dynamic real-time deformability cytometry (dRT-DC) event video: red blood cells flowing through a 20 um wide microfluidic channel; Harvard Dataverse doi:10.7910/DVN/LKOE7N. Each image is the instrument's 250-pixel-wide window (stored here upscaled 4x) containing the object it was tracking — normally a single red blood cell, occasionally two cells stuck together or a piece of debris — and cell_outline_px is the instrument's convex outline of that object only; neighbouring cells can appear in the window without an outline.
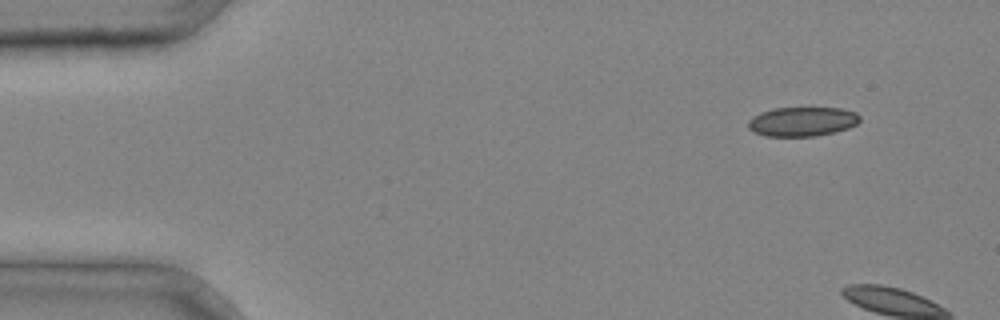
{"species": "common noctule bat (a hibernating species)", "species_latin": "Nyctalus noctula", "temperature_condition": "cold", "stored_images_in_passage": 4, "segment_of_instrument_passage": [1, 2], "camera_frame_rate_fps": 3000, "um_per_image_px": 0.085, "animal": {"sex": "male", "body_mass_g": 20.4}, "frame": {"image": 1, "passage_image": 1, "time_ms": 0.0, "image_size_px": [1000, 320], "cell_outline_px": [[860, 120], [856, 124], [848, 128], [816, 136], [764, 136], [748, 128], [748, 120], [752, 116], [760, 112], [772, 108], [840, 108], [856, 112], [860, 116]], "centroid_in_image_um": [68.17, 10.32], "position_along_channel_um": 16.8, "area_um2": 19.07}}